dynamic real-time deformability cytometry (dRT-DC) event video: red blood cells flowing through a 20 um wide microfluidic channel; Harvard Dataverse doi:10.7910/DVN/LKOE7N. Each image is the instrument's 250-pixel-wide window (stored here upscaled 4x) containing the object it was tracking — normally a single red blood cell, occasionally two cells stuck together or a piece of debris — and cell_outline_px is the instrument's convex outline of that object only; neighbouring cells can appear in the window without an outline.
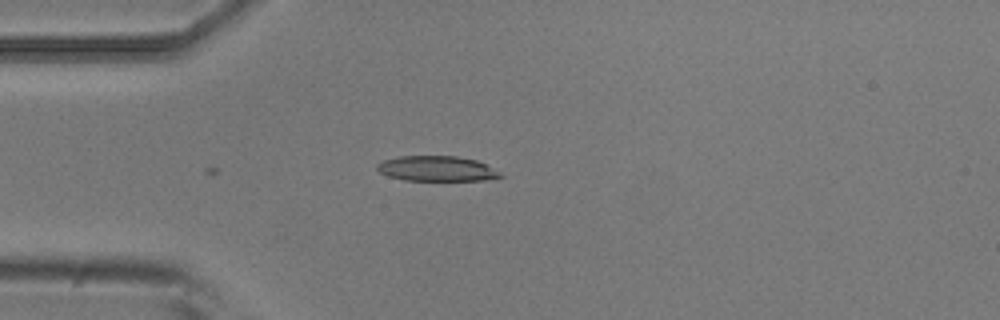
{"species": "common noctule bat (a hibernating species)", "species_latin": "Nyctalus noctula", "temperature_condition": "room temperature", "stored_images_in_passage": 2, "camera_frame_rate_fps": 3000, "um_per_image_px": 0.085, "animal": {"sex": "male", "body_mass_g": 20.5, "forearm_length_mm": 52.5}, "frame": {"image": 1, "passage_image": 2, "time_ms": 0.333, "image_size_px": [1000, 320], "cell_outline_px": [[504, 176], [484, 180], [404, 180], [388, 176], [380, 172], [376, 168], [376, 164], [384, 160], [400, 156], [456, 156], [476, 160], [484, 164]], "centroid_in_image_um": [37.06, 14.33], "position_along_channel_um": 47.9, "area_um2": 17.8}}